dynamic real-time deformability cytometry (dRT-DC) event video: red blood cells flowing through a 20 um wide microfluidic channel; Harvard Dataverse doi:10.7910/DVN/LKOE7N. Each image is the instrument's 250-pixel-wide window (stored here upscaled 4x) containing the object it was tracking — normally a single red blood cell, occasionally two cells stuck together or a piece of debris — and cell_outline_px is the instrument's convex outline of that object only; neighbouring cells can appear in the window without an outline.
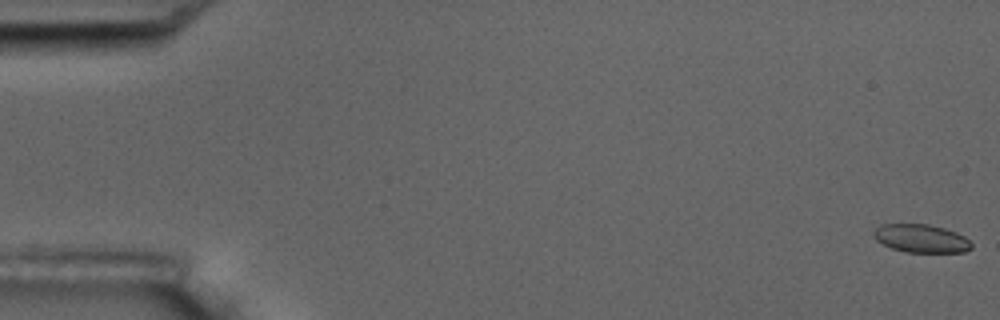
{"species": "common noctule bat (a hibernating species)", "species_latin": "Nyctalus noctula", "temperature_condition": "room temperature", "stored_images_in_passage": 5, "camera_frame_rate_fps": 3000, "um_per_image_px": 0.085, "animal": {"sex": "male", "body_mass_g": 17.5, "forearm_length_mm": 52.3}, "frame": {"image": 1, "passage_image": 1, "time_ms": 0.0, "image_size_px": [1000, 320], "cell_outline_px": [[972, 248], [964, 252], [904, 252], [892, 248], [876, 240], [872, 236], [872, 232], [880, 224], [928, 224], [944, 228], [956, 232], [964, 236], [972, 244]], "centroid_in_image_um": [78.28, 20.26], "position_along_channel_um": 6.7, "area_um2": 16.13}}
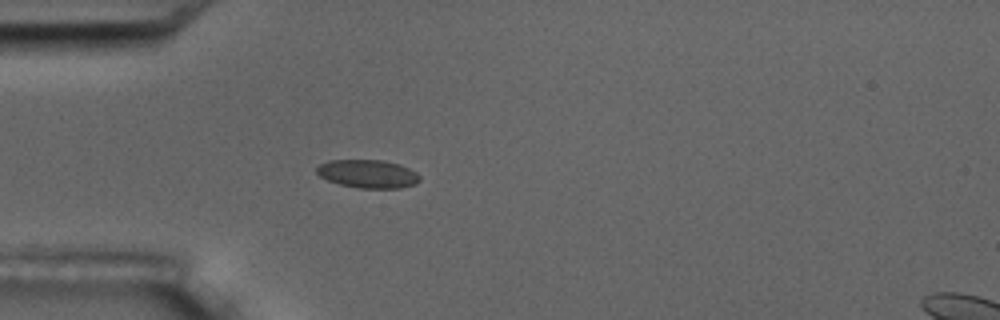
{"frame": {"image": 2, "passage_image": 5, "time_ms": 5.333, "image_size_px": [1000, 320], "cell_outline_px": [[420, 180], [416, 184], [400, 188], [360, 188], [340, 184], [328, 180], [320, 176], [316, 172], [316, 168], [320, 164], [328, 160], [380, 160], [400, 164], [416, 172], [420, 176]], "centroid_in_image_um": [31.28, 14.77], "position_along_channel_um": 53.7, "area_um2": 16.94}}